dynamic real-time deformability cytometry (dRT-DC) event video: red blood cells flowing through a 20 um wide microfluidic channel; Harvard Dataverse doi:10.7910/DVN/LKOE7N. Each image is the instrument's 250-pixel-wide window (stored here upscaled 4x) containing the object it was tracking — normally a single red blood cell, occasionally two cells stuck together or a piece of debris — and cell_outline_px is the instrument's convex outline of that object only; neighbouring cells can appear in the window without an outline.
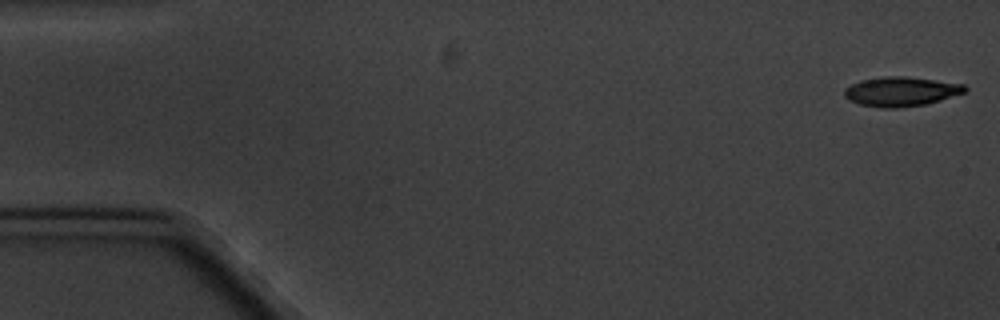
{"species": "common noctule bat (a hibernating species)", "species_latin": "Nyctalus noctula", "temperature_condition": "cold", "stored_images_in_passage": 9, "camera_frame_rate_fps": 3000, "um_per_image_px": 0.085, "animal": {"sex": "male", "body_mass_g": 20.1, "forearm_length_mm": 53.5}, "frame": {"image": 1, "passage_image": 1, "time_ms": 0.0, "image_size_px": [1000, 320], "cell_outline_px": [[968, 88], [964, 92], [940, 100], [924, 104], [896, 108], [884, 108], [860, 104], [848, 100], [844, 96], [844, 88], [860, 80], [884, 76], [904, 76], [964, 84]], "centroid_in_image_um": [76.54, 7.77], "position_along_channel_um": 8.5, "area_um2": 20.52}}
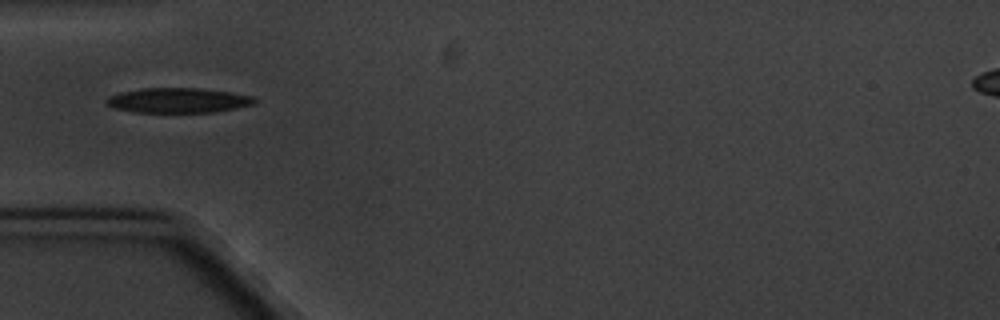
{"frame": {"image": 2, "passage_image": 6, "time_ms": 5.667, "image_size_px": [1000, 320], "cell_outline_px": [[256, 104], [216, 112], [132, 112], [116, 108], [108, 104], [104, 100], [108, 96], [120, 92], [144, 88], [196, 88], [228, 92], [252, 96], [256, 100]], "centroid_in_image_um": [15.13, 8.53], "position_along_channel_um": 69.9, "area_um2": 21.39}}